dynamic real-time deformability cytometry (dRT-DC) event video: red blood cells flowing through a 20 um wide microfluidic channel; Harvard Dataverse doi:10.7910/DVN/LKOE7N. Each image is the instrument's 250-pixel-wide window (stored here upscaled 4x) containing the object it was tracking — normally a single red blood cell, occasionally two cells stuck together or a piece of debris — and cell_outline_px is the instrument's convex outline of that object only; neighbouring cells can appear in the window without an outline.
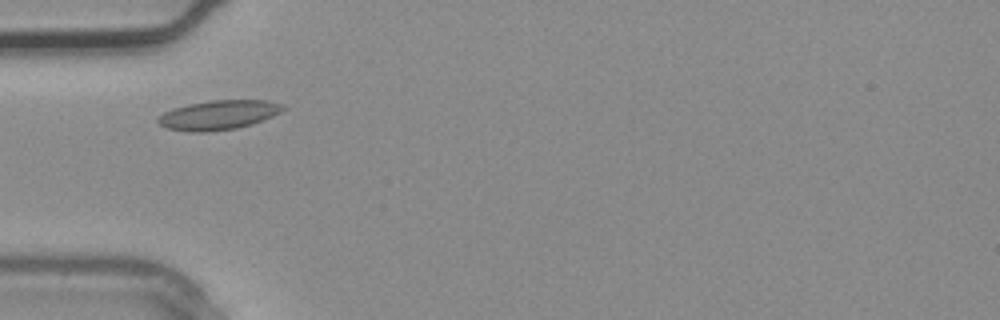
{"species": "common noctule bat (a hibernating species)", "species_latin": "Nyctalus noctula", "temperature_condition": "warm", "stored_images_in_passage": 2, "camera_frame_rate_fps": 3000, "um_per_image_px": 0.085, "animal": {"sex": "male", "body_mass_g": 20.4}, "frame": {"image": 1, "passage_image": 2, "time_ms": 0.333, "image_size_px": [1000, 320], "cell_outline_px": [[288, 108], [264, 120], [252, 124], [236, 128], [212, 132], [188, 132], [164, 128], [156, 120], [164, 112], [188, 104], [212, 100], [268, 100], [288, 104]], "centroid_in_image_um": [18.64, 9.77], "position_along_channel_um": 66.4, "area_um2": 21.73}}